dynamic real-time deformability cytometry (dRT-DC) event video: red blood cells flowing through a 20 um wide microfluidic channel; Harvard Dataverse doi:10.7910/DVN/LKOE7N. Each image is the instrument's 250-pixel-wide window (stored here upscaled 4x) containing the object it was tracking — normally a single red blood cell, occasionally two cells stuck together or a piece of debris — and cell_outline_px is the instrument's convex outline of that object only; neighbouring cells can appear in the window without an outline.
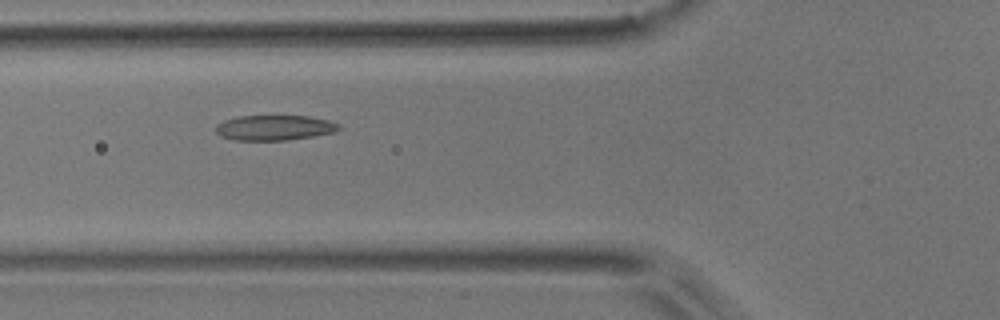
{"species": "common noctule bat (a hibernating species)", "species_latin": "Nyctalus noctula", "temperature_condition": "room temperature", "stored_images_in_passage": 8, "camera_frame_rate_fps": 3000, "um_per_image_px": 0.085, "animal": {"sex": "male", "body_mass_g": 17.9}, "frame": {"image": 1, "passage_image": 4, "time_ms": 1.0, "image_size_px": [1000, 320], "cell_outline_px": [[340, 128], [332, 132], [312, 136], [284, 140], [236, 140], [220, 136], [216, 132], [216, 124], [224, 120], [236, 116], [308, 116], [328, 120], [340, 124]], "centroid_in_image_um": [23.28, 10.84], "position_along_channel_um": 102.5, "area_um2": 17.92}}
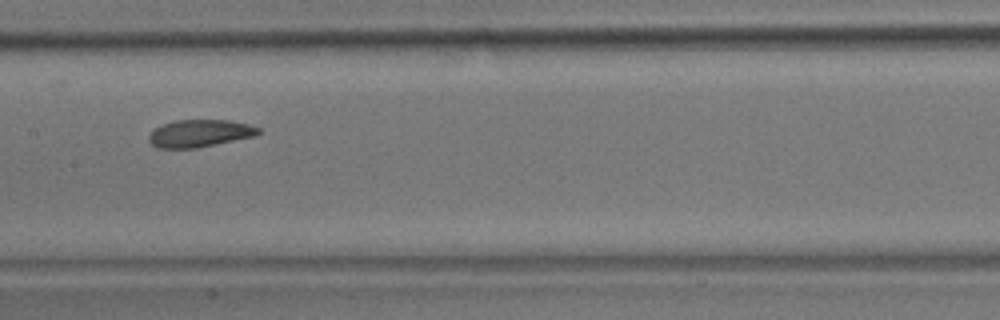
{"frame": {"image": 2, "passage_image": 6, "time_ms": 1.667, "image_size_px": [1000, 320], "cell_outline_px": [[260, 132], [256, 136], [196, 148], [156, 148], [148, 140], [148, 136], [160, 124], [176, 120], [228, 120], [248, 124], [260, 128]], "centroid_in_image_um": [16.97, 11.33], "position_along_channel_um": 190.4, "area_um2": 17.51}}
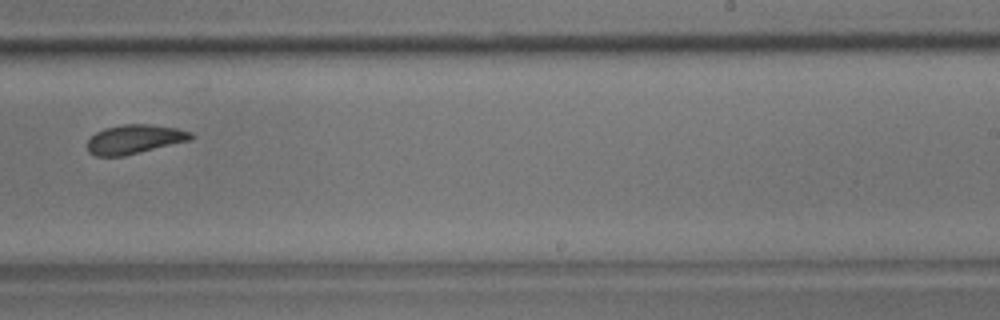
{"frame": {"image": 3, "passage_image": 8, "time_ms": 2.333, "image_size_px": [1000, 320], "cell_outline_px": [[192, 140], [124, 156], [96, 156], [88, 152], [88, 140], [96, 132], [104, 128], [124, 124], [148, 124], [176, 128], [192, 132]], "centroid_in_image_um": [11.44, 11.84], "position_along_channel_um": 277.6, "area_um2": 17.57}}